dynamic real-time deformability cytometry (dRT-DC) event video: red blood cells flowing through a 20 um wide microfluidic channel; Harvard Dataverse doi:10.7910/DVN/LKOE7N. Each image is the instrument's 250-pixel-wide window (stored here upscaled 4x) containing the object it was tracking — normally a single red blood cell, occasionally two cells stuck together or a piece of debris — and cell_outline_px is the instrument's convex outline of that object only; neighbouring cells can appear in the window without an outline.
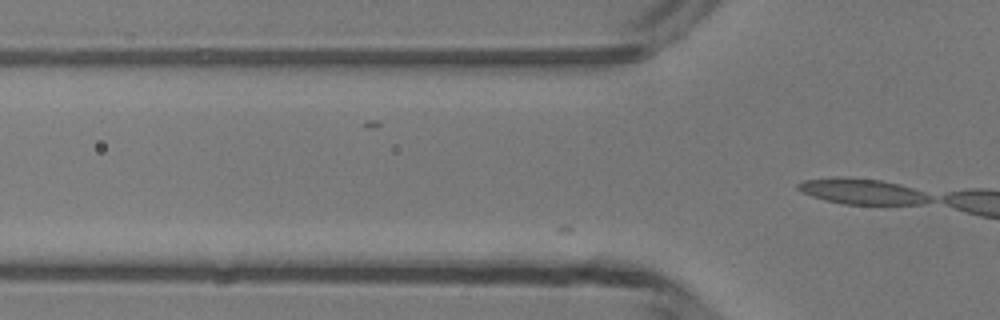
{"species": "common noctule bat (a hibernating species)", "species_latin": "Nyctalus noctula", "temperature_condition": "room temperature", "stored_images_in_passage": 12, "camera_frame_rate_fps": 3000, "um_per_image_px": 0.085, "animal": {"sex": "male", "body_mass_g": 13.3}, "frame": {"image": 1, "passage_image": 12, "time_ms": 3.667, "image_size_px": [1000, 320], "cell_outline_px": [[932, 200], [924, 204], [844, 204], [824, 200], [800, 192], [796, 188], [796, 184], [804, 180], [840, 176], [844, 176], [880, 180], [900, 184], [924, 192], [932, 196]], "centroid_in_image_um": [73.25, 16.26], "position_along_channel_um": 52.5, "area_um2": 19.94}}